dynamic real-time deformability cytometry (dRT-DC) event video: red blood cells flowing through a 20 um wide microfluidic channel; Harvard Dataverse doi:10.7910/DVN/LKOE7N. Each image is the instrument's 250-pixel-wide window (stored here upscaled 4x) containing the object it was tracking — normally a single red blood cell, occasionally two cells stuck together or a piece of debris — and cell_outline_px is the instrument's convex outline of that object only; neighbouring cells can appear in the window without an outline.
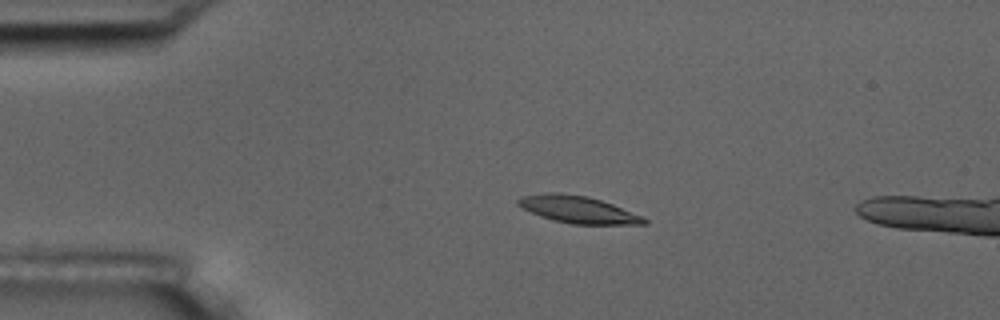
{"species": "common noctule bat (a hibernating species)", "species_latin": "Nyctalus noctula", "temperature_condition": "room temperature", "stored_images_in_passage": 18, "camera_frame_rate_fps": 3000, "um_per_image_px": 0.085, "animal": {"sex": "male", "body_mass_g": 17.5, "forearm_length_mm": 52.3}, "frame": {"image": 1, "passage_image": 13, "time_ms": 4.0, "image_size_px": [1000, 320], "cell_outline_px": [[648, 224], [572, 224], [552, 220], [540, 216], [516, 204], [516, 200], [520, 196], [548, 192], [556, 192], [588, 196], [612, 204], [644, 216], [648, 220]], "centroid_in_image_um": [49.13, 17.81], "position_along_channel_um": 35.9, "area_um2": 19.94}}